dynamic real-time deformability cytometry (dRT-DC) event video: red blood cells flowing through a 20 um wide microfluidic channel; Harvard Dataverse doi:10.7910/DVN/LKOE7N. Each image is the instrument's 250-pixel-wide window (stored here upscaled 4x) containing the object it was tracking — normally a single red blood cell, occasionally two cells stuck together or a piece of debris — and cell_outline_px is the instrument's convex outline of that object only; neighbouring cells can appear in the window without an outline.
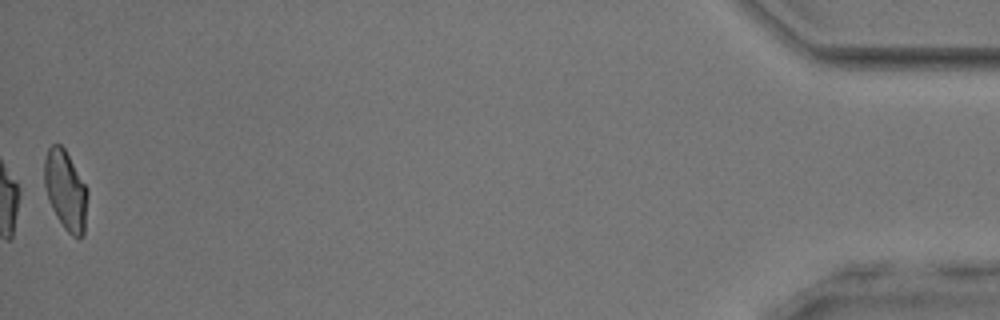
{"species": "common noctule bat (a hibernating species)", "species_latin": "Nyctalus noctula", "temperature_condition": "room temperature", "stored_images_in_passage": 53, "camera_frame_rate_fps": 3000, "um_per_image_px": 0.085, "animal": {"sex": "male", "body_mass_g": 17.9, "forearm_length_mm": 54.2}, "frame": {"image": 1, "passage_image": 53, "time_ms": 17.333, "image_size_px": [1000, 320], "cell_outline_px": [[88, 196], [84, 236], [72, 236], [64, 228], [56, 216], [48, 200], [44, 184], [44, 160], [48, 148], [52, 144], [60, 144], [64, 148], [88, 188]], "centroid_in_image_um": [5.58, 16.17], "position_along_channel_um": 429.6, "area_um2": 20.17}, "authors_computed_cell_mechanics": {"area_um2": 21.1548, "velocity_mm_per_s": 3.9111, "shape_relaxation_time_tau1_ms": 7.2272, "shape_relaxation_time_tau2_ms": 1.3927, "deformation_change_tau1": 0.162, "deformation_change_tau2": 0.0701}}